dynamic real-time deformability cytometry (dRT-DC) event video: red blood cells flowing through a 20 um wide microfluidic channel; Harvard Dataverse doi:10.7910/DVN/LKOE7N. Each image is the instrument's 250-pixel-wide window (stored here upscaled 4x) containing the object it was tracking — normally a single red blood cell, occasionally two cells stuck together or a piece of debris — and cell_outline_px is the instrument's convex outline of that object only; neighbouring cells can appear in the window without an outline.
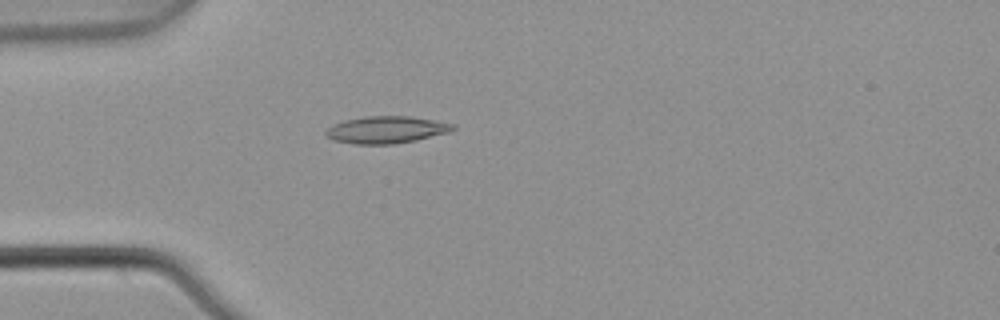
{"species": "common noctule bat (a hibernating species)", "species_latin": "Nyctalus noctula", "temperature_condition": "warm", "stored_images_in_passage": 5, "camera_frame_rate_fps": 3000, "um_per_image_px": 0.085, "animal": {"sex": "male", "body_mass_g": 21.5, "forearm_length_mm": 52.0}, "frame": {"image": 1, "passage_image": 5, "time_ms": 1.333, "image_size_px": [1000, 320], "cell_outline_px": [[456, 128], [448, 132], [416, 140], [392, 144], [352, 144], [332, 140], [324, 132], [332, 124], [344, 120], [364, 116], [408, 116], [432, 120], [452, 124]], "centroid_in_image_um": [32.77, 11.03], "position_along_channel_um": 52.2, "area_um2": 19.94}}